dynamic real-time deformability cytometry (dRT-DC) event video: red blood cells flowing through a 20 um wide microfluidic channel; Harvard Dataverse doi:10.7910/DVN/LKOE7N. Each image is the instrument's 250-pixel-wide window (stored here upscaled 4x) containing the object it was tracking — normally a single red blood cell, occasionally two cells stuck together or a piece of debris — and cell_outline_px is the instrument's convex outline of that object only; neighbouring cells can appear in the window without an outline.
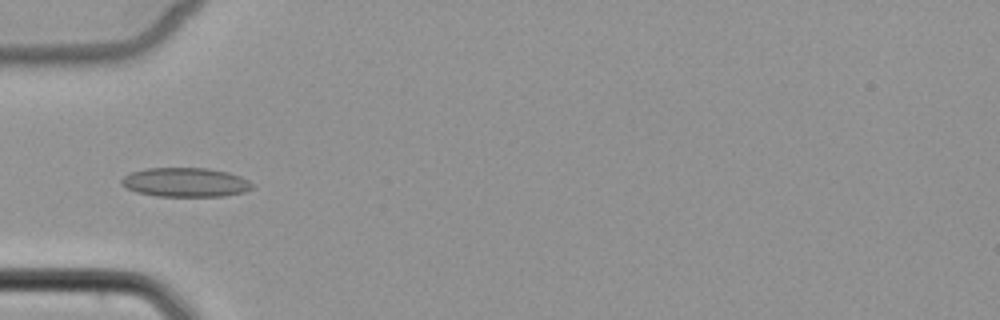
{"species": "common noctule bat (a hibernating species)", "species_latin": "Nyctalus noctula", "temperature_condition": "cold", "stored_images_in_passage": 6, "camera_frame_rate_fps": 3000, "um_per_image_px": 0.085, "animal": {"sex": "female", "body_mass_g": 22.7, "forearm_length_mm": 54.2}, "frame": {"image": 1, "passage_image": 4, "time_ms": 4.667, "image_size_px": [1000, 320], "cell_outline_px": [[252, 188], [244, 192], [224, 196], [156, 196], [136, 192], [120, 184], [120, 180], [124, 176], [132, 172], [144, 168], [208, 168], [228, 172], [240, 176], [248, 180], [252, 184]], "centroid_in_image_um": [15.75, 15.49], "position_along_channel_um": 69.3, "area_um2": 22.25}}
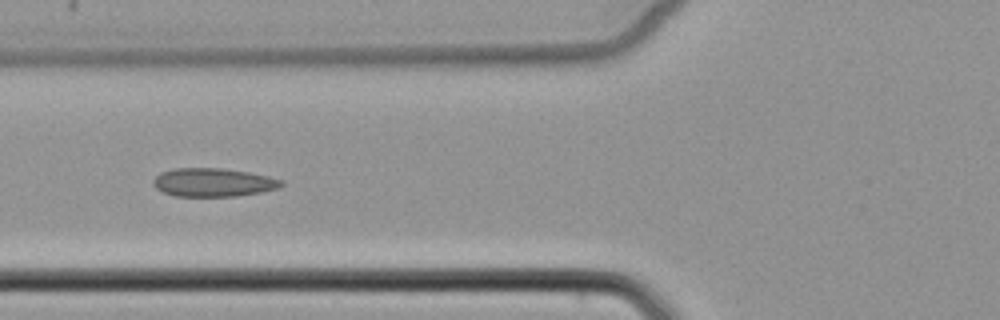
{"frame": {"image": 2, "passage_image": 5, "time_ms": 5.667, "image_size_px": [1000, 320], "cell_outline_px": [[284, 184], [280, 188], [260, 192], [236, 196], [176, 196], [164, 192], [156, 188], [152, 184], [152, 180], [160, 172], [172, 168], [220, 168], [248, 172], [268, 176], [284, 180]], "centroid_in_image_um": [18.12, 15.5], "position_along_channel_um": 107.7, "area_um2": 21.33}}
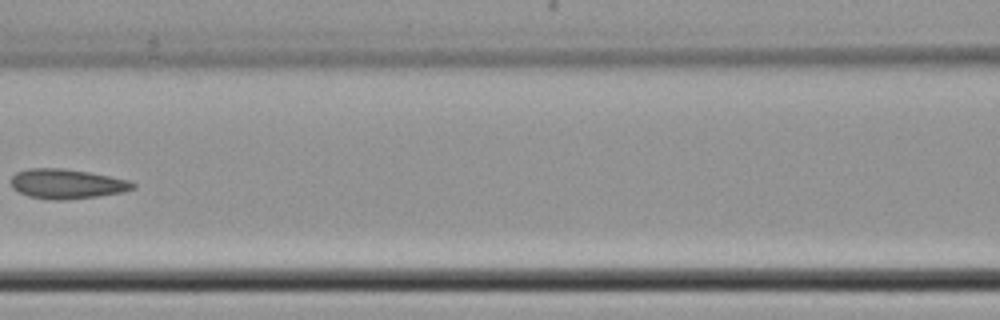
{"frame": {"image": 3, "passage_image": 6, "time_ms": 7.0, "image_size_px": [1000, 320], "cell_outline_px": [[136, 188], [124, 192], [96, 196], [64, 200], [52, 200], [28, 196], [12, 188], [12, 176], [16, 172], [28, 168], [64, 168], [88, 172], [128, 180], [136, 184]], "centroid_in_image_um": [5.68, 15.63], "position_along_channel_um": 160.9, "area_um2": 21.04}}